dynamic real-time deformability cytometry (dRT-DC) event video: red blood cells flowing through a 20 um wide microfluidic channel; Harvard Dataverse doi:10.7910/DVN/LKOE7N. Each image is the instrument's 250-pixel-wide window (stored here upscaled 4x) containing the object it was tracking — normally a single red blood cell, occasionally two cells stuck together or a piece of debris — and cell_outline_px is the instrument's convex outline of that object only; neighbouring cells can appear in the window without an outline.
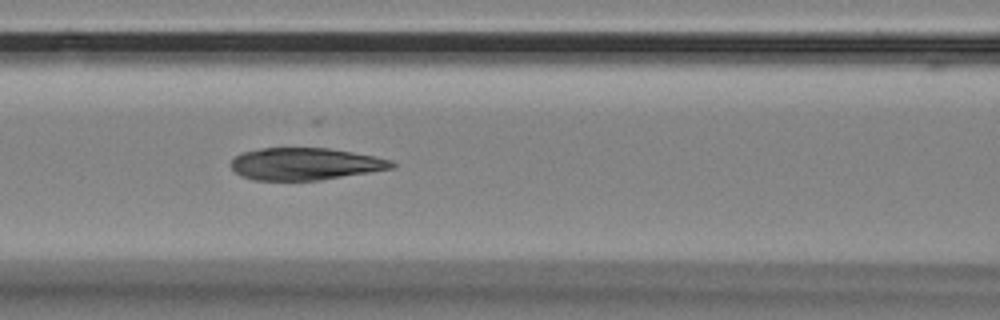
{"species": "Egyptian fruit bat (a non-hibernating species)", "species_latin": "Rousettus aegyptiacus", "temperature_condition": "room temperature", "stored_images_in_passage": 5, "camera_frame_rate_fps": 3000, "um_per_image_px": 0.085, "animal": {"sex": "female"}, "frame": {"image": 1, "passage_image": 5, "time_ms": 1.333, "image_size_px": [1000, 320], "cell_outline_px": [[396, 164], [392, 168], [320, 180], [252, 180], [240, 176], [232, 168], [232, 160], [240, 152], [260, 148], [328, 148], [352, 152], [372, 156], [388, 160]], "centroid_in_image_um": [25.86, 13.93], "position_along_channel_um": 140.7, "area_um2": 29.82}}